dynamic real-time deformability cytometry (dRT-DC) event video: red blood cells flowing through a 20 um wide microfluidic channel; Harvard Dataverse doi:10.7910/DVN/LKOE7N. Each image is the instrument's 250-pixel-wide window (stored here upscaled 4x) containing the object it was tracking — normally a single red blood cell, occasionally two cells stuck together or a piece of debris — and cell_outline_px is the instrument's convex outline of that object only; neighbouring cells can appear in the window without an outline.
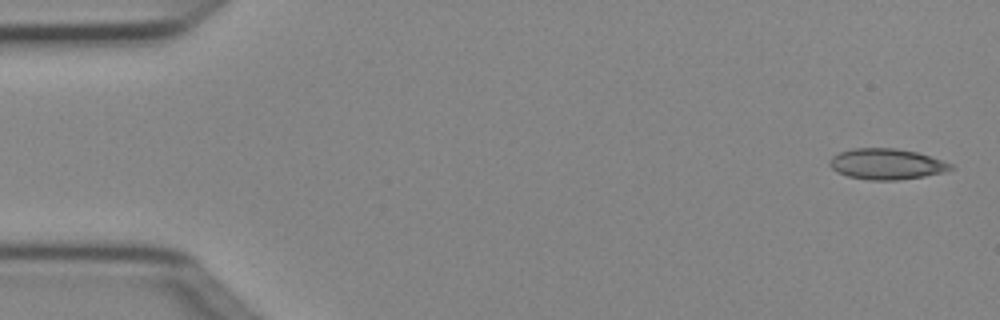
{"species": "Egyptian fruit bat (a non-hibernating species)", "species_latin": "Rousettus aegyptiacus", "temperature_condition": "cold", "stored_images_in_passage": 5, "camera_frame_rate_fps": 3000, "um_per_image_px": 0.085, "animal": {"sex": "female"}, "frame": {"image": 1, "passage_image": 1, "time_ms": 0.0, "image_size_px": [1000, 320], "cell_outline_px": [[956, 168], [944, 172], [924, 176], [896, 180], [868, 180], [848, 176], [836, 172], [828, 164], [828, 160], [832, 156], [840, 152], [852, 148], [896, 148], [916, 152], [952, 164]], "centroid_in_image_um": [75.32, 13.94], "position_along_channel_um": 9.7, "area_um2": 21.73}}
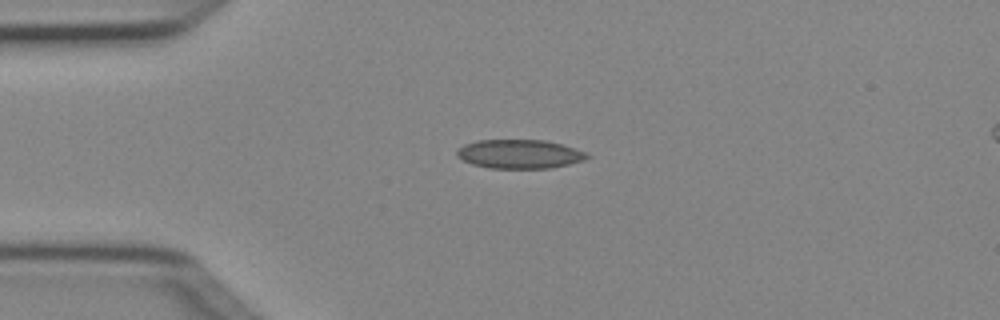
{"frame": {"image": 2, "passage_image": 3, "time_ms": 0.667, "image_size_px": [1000, 320], "cell_outline_px": [[592, 156], [584, 160], [568, 164], [548, 168], [488, 168], [472, 164], [456, 156], [456, 152], [464, 144], [476, 140], [544, 140], [560, 144], [584, 152]], "centroid_in_image_um": [44.13, 13.09], "position_along_channel_um": 40.9, "area_um2": 21.73}}
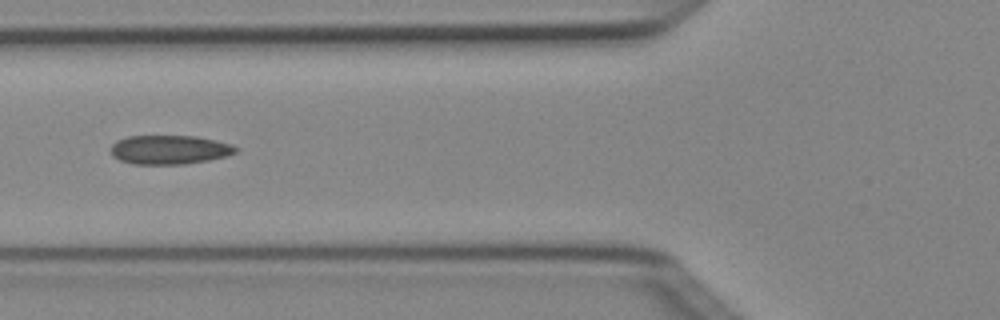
{"frame": {"image": 3, "passage_image": 5, "time_ms": 1.333, "image_size_px": [1000, 320], "cell_outline_px": [[240, 148], [236, 152], [228, 156], [208, 160], [184, 164], [132, 164], [120, 160], [112, 156], [112, 144], [116, 140], [128, 136], [196, 136], [216, 140], [232, 144]], "centroid_in_image_um": [14.44, 12.72], "position_along_channel_um": 111.4, "area_um2": 21.27}}